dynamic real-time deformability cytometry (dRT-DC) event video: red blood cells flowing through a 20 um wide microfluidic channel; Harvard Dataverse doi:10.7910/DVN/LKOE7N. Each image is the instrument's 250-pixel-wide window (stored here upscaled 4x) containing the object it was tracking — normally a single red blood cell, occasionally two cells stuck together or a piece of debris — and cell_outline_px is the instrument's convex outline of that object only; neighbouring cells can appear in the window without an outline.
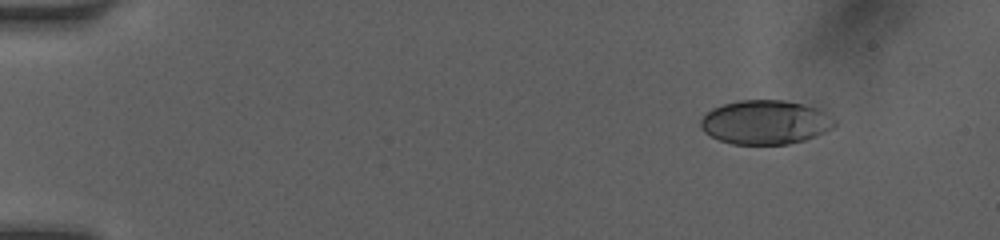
{"species": "human", "species_latin": "Homo sapiens", "temperature_condition": "room temperature", "stored_images_in_passage": 45, "camera_frame_rate_fps": 3000, "um_per_image_px": 0.085, "donor": {"sex": "female"}, "frame": {"image": 1, "passage_image": 1, "time_ms": 0.0, "image_size_px": [1000, 240], "cell_outline_px": [[836, 124], [832, 128], [816, 136], [804, 140], [788, 144], [732, 144], [720, 140], [704, 132], [700, 128], [700, 120], [712, 108], [724, 104], [740, 100], [784, 100], [816, 108], [836, 120]], "centroid_in_image_um": [65.04, 10.4], "position_along_channel_um": 20.0, "area_um2": 34.16}}
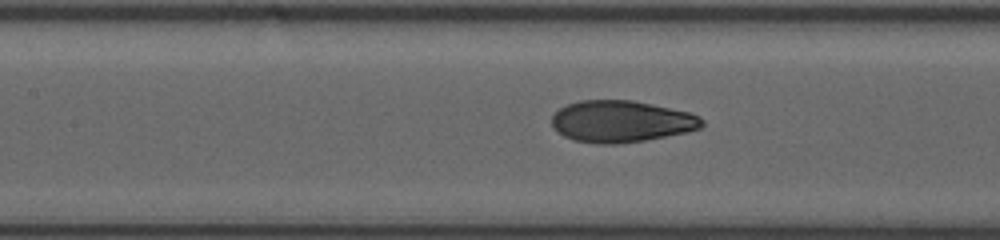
{"frame": {"image": 2, "passage_image": 19, "time_ms": 6.0, "image_size_px": [1000, 240], "cell_outline_px": [[704, 124], [700, 128], [688, 132], [644, 140], [616, 144], [600, 144], [576, 140], [564, 136], [556, 132], [552, 124], [552, 116], [560, 108], [568, 104], [580, 100], [632, 100], [688, 112], [700, 116], [704, 120]], "centroid_in_image_um": [52.81, 10.32], "position_along_channel_um": 154.6, "area_um2": 36.36}}
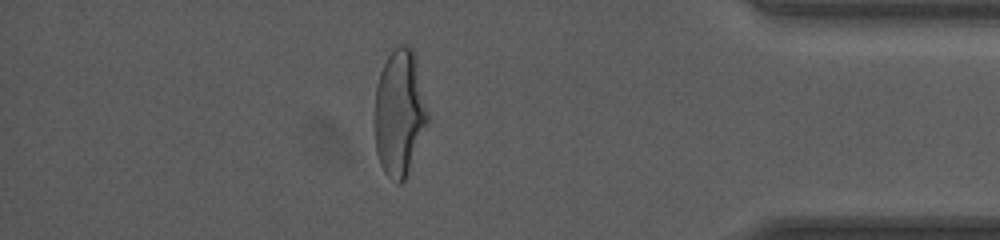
{"frame": {"image": 3, "passage_image": 39, "time_ms": 12.667, "image_size_px": [1000, 240], "cell_outline_px": [[428, 120], [408, 172], [404, 180], [400, 184], [396, 184], [384, 172], [380, 164], [376, 152], [376, 88], [380, 72], [388, 56], [400, 44], [404, 44], [416, 56], [428, 112]], "centroid_in_image_um": [33.96, 9.61], "position_along_channel_um": 401.2, "area_um2": 38.38}, "authors_computed_cell_mechanics": {"area_um2": 36.414, "velocity_mm_per_s": 4.1545, "shape_relaxation_time_tau1_ms": 5.0238, "shape_relaxation_time_tau2_ms": 0.863, "deformation_change_tau1": 0.2002, "deformation_change_tau2": 0.0641}}